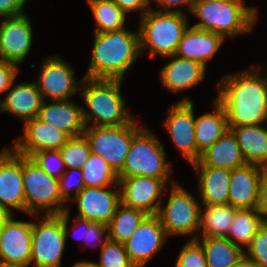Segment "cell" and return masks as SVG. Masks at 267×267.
<instances>
[{"label": "cell", "instance_id": "1", "mask_svg": "<svg viewBox=\"0 0 267 267\" xmlns=\"http://www.w3.org/2000/svg\"><path fill=\"white\" fill-rule=\"evenodd\" d=\"M260 69L259 65L251 66L218 82L216 99L225 109L229 127L266 125L267 81Z\"/></svg>", "mask_w": 267, "mask_h": 267}, {"label": "cell", "instance_id": "2", "mask_svg": "<svg viewBox=\"0 0 267 267\" xmlns=\"http://www.w3.org/2000/svg\"><path fill=\"white\" fill-rule=\"evenodd\" d=\"M140 55L139 31H129L125 27L94 33L92 57L84 77L125 80L126 72Z\"/></svg>", "mask_w": 267, "mask_h": 267}, {"label": "cell", "instance_id": "3", "mask_svg": "<svg viewBox=\"0 0 267 267\" xmlns=\"http://www.w3.org/2000/svg\"><path fill=\"white\" fill-rule=\"evenodd\" d=\"M122 82L120 79L83 77L80 91L87 107V111L82 107L85 126H120L135 118L126 110L120 89Z\"/></svg>", "mask_w": 267, "mask_h": 267}, {"label": "cell", "instance_id": "4", "mask_svg": "<svg viewBox=\"0 0 267 267\" xmlns=\"http://www.w3.org/2000/svg\"><path fill=\"white\" fill-rule=\"evenodd\" d=\"M244 2H193L191 14L199 19L193 27L221 34L224 38L249 33L258 20V8L245 6Z\"/></svg>", "mask_w": 267, "mask_h": 267}, {"label": "cell", "instance_id": "5", "mask_svg": "<svg viewBox=\"0 0 267 267\" xmlns=\"http://www.w3.org/2000/svg\"><path fill=\"white\" fill-rule=\"evenodd\" d=\"M186 13L165 12L150 8L140 18L141 55L173 56L184 32L189 27ZM148 48V49H147Z\"/></svg>", "mask_w": 267, "mask_h": 267}, {"label": "cell", "instance_id": "6", "mask_svg": "<svg viewBox=\"0 0 267 267\" xmlns=\"http://www.w3.org/2000/svg\"><path fill=\"white\" fill-rule=\"evenodd\" d=\"M22 177L25 194V213L37 216L61 215L67 210V205L60 195L59 181L48 175L33 162L30 157L22 155Z\"/></svg>", "mask_w": 267, "mask_h": 267}, {"label": "cell", "instance_id": "7", "mask_svg": "<svg viewBox=\"0 0 267 267\" xmlns=\"http://www.w3.org/2000/svg\"><path fill=\"white\" fill-rule=\"evenodd\" d=\"M149 129L143 128L133 137L123 169L118 178L145 176L170 179L171 165L166 161L164 146Z\"/></svg>", "mask_w": 267, "mask_h": 267}, {"label": "cell", "instance_id": "8", "mask_svg": "<svg viewBox=\"0 0 267 267\" xmlns=\"http://www.w3.org/2000/svg\"><path fill=\"white\" fill-rule=\"evenodd\" d=\"M142 128L134 118L129 124L120 126H85L83 135L91 153L103 158L118 174L124 167L133 137Z\"/></svg>", "mask_w": 267, "mask_h": 267}, {"label": "cell", "instance_id": "9", "mask_svg": "<svg viewBox=\"0 0 267 267\" xmlns=\"http://www.w3.org/2000/svg\"><path fill=\"white\" fill-rule=\"evenodd\" d=\"M169 188L170 196L165 207L160 205L158 217L169 236H189L195 239L194 233L199 234L200 211L202 204L194 195L189 193L174 180Z\"/></svg>", "mask_w": 267, "mask_h": 267}, {"label": "cell", "instance_id": "10", "mask_svg": "<svg viewBox=\"0 0 267 267\" xmlns=\"http://www.w3.org/2000/svg\"><path fill=\"white\" fill-rule=\"evenodd\" d=\"M39 222L32 221V267H61L66 236L61 215H45L40 221L39 216H33Z\"/></svg>", "mask_w": 267, "mask_h": 267}, {"label": "cell", "instance_id": "11", "mask_svg": "<svg viewBox=\"0 0 267 267\" xmlns=\"http://www.w3.org/2000/svg\"><path fill=\"white\" fill-rule=\"evenodd\" d=\"M194 108L193 101L183 97L170 106L163 122L170 139L190 165L197 162L201 155L195 141Z\"/></svg>", "mask_w": 267, "mask_h": 267}, {"label": "cell", "instance_id": "12", "mask_svg": "<svg viewBox=\"0 0 267 267\" xmlns=\"http://www.w3.org/2000/svg\"><path fill=\"white\" fill-rule=\"evenodd\" d=\"M41 71L36 82L43 101L70 100L71 96L80 90L82 80L76 81L74 69L60 55L43 59Z\"/></svg>", "mask_w": 267, "mask_h": 267}, {"label": "cell", "instance_id": "13", "mask_svg": "<svg viewBox=\"0 0 267 267\" xmlns=\"http://www.w3.org/2000/svg\"><path fill=\"white\" fill-rule=\"evenodd\" d=\"M170 179H157L145 176L118 178L121 204L138 209L147 215L158 214L162 204L161 196L167 193Z\"/></svg>", "mask_w": 267, "mask_h": 267}, {"label": "cell", "instance_id": "14", "mask_svg": "<svg viewBox=\"0 0 267 267\" xmlns=\"http://www.w3.org/2000/svg\"><path fill=\"white\" fill-rule=\"evenodd\" d=\"M31 245L32 222L15 220L10 214L0 230V265L30 267Z\"/></svg>", "mask_w": 267, "mask_h": 267}, {"label": "cell", "instance_id": "15", "mask_svg": "<svg viewBox=\"0 0 267 267\" xmlns=\"http://www.w3.org/2000/svg\"><path fill=\"white\" fill-rule=\"evenodd\" d=\"M168 237L158 215H147L124 243V248L135 267H144L161 250Z\"/></svg>", "mask_w": 267, "mask_h": 267}, {"label": "cell", "instance_id": "16", "mask_svg": "<svg viewBox=\"0 0 267 267\" xmlns=\"http://www.w3.org/2000/svg\"><path fill=\"white\" fill-rule=\"evenodd\" d=\"M25 14L3 19L0 25V60L20 65L28 56L33 42V26Z\"/></svg>", "mask_w": 267, "mask_h": 267}, {"label": "cell", "instance_id": "17", "mask_svg": "<svg viewBox=\"0 0 267 267\" xmlns=\"http://www.w3.org/2000/svg\"><path fill=\"white\" fill-rule=\"evenodd\" d=\"M0 206L9 214L25 212L22 155L6 147L0 152Z\"/></svg>", "mask_w": 267, "mask_h": 267}, {"label": "cell", "instance_id": "18", "mask_svg": "<svg viewBox=\"0 0 267 267\" xmlns=\"http://www.w3.org/2000/svg\"><path fill=\"white\" fill-rule=\"evenodd\" d=\"M111 187H85L70 202H76L78 215L76 217L108 225L121 204L119 185L115 190Z\"/></svg>", "mask_w": 267, "mask_h": 267}, {"label": "cell", "instance_id": "19", "mask_svg": "<svg viewBox=\"0 0 267 267\" xmlns=\"http://www.w3.org/2000/svg\"><path fill=\"white\" fill-rule=\"evenodd\" d=\"M23 136L16 139L12 149L25 157L43 150H60L70 138L62 130L40 121L37 117L24 122Z\"/></svg>", "mask_w": 267, "mask_h": 267}, {"label": "cell", "instance_id": "20", "mask_svg": "<svg viewBox=\"0 0 267 267\" xmlns=\"http://www.w3.org/2000/svg\"><path fill=\"white\" fill-rule=\"evenodd\" d=\"M265 171L253 164L231 170L228 204L237 209L257 208L259 182Z\"/></svg>", "mask_w": 267, "mask_h": 267}, {"label": "cell", "instance_id": "21", "mask_svg": "<svg viewBox=\"0 0 267 267\" xmlns=\"http://www.w3.org/2000/svg\"><path fill=\"white\" fill-rule=\"evenodd\" d=\"M224 41L221 34L189 26L174 55L199 62L207 68V61L215 56Z\"/></svg>", "mask_w": 267, "mask_h": 267}, {"label": "cell", "instance_id": "22", "mask_svg": "<svg viewBox=\"0 0 267 267\" xmlns=\"http://www.w3.org/2000/svg\"><path fill=\"white\" fill-rule=\"evenodd\" d=\"M169 57L173 60L161 68L159 76L162 86L168 91H187L205 78L207 68L203 64L175 55Z\"/></svg>", "mask_w": 267, "mask_h": 267}, {"label": "cell", "instance_id": "23", "mask_svg": "<svg viewBox=\"0 0 267 267\" xmlns=\"http://www.w3.org/2000/svg\"><path fill=\"white\" fill-rule=\"evenodd\" d=\"M51 102L49 104L43 101L37 118L62 130L69 137L83 135L85 123L82 116V106L70 100Z\"/></svg>", "mask_w": 267, "mask_h": 267}, {"label": "cell", "instance_id": "24", "mask_svg": "<svg viewBox=\"0 0 267 267\" xmlns=\"http://www.w3.org/2000/svg\"><path fill=\"white\" fill-rule=\"evenodd\" d=\"M7 90L5 98L0 99V113L8 112L24 122L35 119L43 103L36 82H21Z\"/></svg>", "mask_w": 267, "mask_h": 267}, {"label": "cell", "instance_id": "25", "mask_svg": "<svg viewBox=\"0 0 267 267\" xmlns=\"http://www.w3.org/2000/svg\"><path fill=\"white\" fill-rule=\"evenodd\" d=\"M246 164L235 134L228 129L223 136L201 152L199 160L191 166L233 170Z\"/></svg>", "mask_w": 267, "mask_h": 267}, {"label": "cell", "instance_id": "26", "mask_svg": "<svg viewBox=\"0 0 267 267\" xmlns=\"http://www.w3.org/2000/svg\"><path fill=\"white\" fill-rule=\"evenodd\" d=\"M198 175L202 205H225L229 200L231 170L214 167H193Z\"/></svg>", "mask_w": 267, "mask_h": 267}, {"label": "cell", "instance_id": "27", "mask_svg": "<svg viewBox=\"0 0 267 267\" xmlns=\"http://www.w3.org/2000/svg\"><path fill=\"white\" fill-rule=\"evenodd\" d=\"M236 136L247 164L267 168V125L229 127Z\"/></svg>", "mask_w": 267, "mask_h": 267}, {"label": "cell", "instance_id": "28", "mask_svg": "<svg viewBox=\"0 0 267 267\" xmlns=\"http://www.w3.org/2000/svg\"><path fill=\"white\" fill-rule=\"evenodd\" d=\"M213 105L214 113H205L195 119V141L200 152L211 146L229 129L224 107L216 98Z\"/></svg>", "mask_w": 267, "mask_h": 267}, {"label": "cell", "instance_id": "29", "mask_svg": "<svg viewBox=\"0 0 267 267\" xmlns=\"http://www.w3.org/2000/svg\"><path fill=\"white\" fill-rule=\"evenodd\" d=\"M194 237L204 249L208 267H232L245 255L242 246L226 237Z\"/></svg>", "mask_w": 267, "mask_h": 267}, {"label": "cell", "instance_id": "30", "mask_svg": "<svg viewBox=\"0 0 267 267\" xmlns=\"http://www.w3.org/2000/svg\"><path fill=\"white\" fill-rule=\"evenodd\" d=\"M237 210L229 204L202 205L199 223L200 236L226 237Z\"/></svg>", "mask_w": 267, "mask_h": 267}, {"label": "cell", "instance_id": "31", "mask_svg": "<svg viewBox=\"0 0 267 267\" xmlns=\"http://www.w3.org/2000/svg\"><path fill=\"white\" fill-rule=\"evenodd\" d=\"M95 19L94 33L125 28L126 13L112 0H87Z\"/></svg>", "mask_w": 267, "mask_h": 267}, {"label": "cell", "instance_id": "32", "mask_svg": "<svg viewBox=\"0 0 267 267\" xmlns=\"http://www.w3.org/2000/svg\"><path fill=\"white\" fill-rule=\"evenodd\" d=\"M263 223L262 216L257 208L238 209L226 238L233 244L242 245L246 248Z\"/></svg>", "mask_w": 267, "mask_h": 267}, {"label": "cell", "instance_id": "33", "mask_svg": "<svg viewBox=\"0 0 267 267\" xmlns=\"http://www.w3.org/2000/svg\"><path fill=\"white\" fill-rule=\"evenodd\" d=\"M147 214L120 204L108 224L109 240L124 244Z\"/></svg>", "mask_w": 267, "mask_h": 267}, {"label": "cell", "instance_id": "34", "mask_svg": "<svg viewBox=\"0 0 267 267\" xmlns=\"http://www.w3.org/2000/svg\"><path fill=\"white\" fill-rule=\"evenodd\" d=\"M85 187H112L118 184L117 174L101 157L91 153L87 163L82 167ZM114 186V187H113Z\"/></svg>", "mask_w": 267, "mask_h": 267}, {"label": "cell", "instance_id": "35", "mask_svg": "<svg viewBox=\"0 0 267 267\" xmlns=\"http://www.w3.org/2000/svg\"><path fill=\"white\" fill-rule=\"evenodd\" d=\"M59 151L65 169H82L91 155L89 142L84 135L70 137Z\"/></svg>", "mask_w": 267, "mask_h": 267}, {"label": "cell", "instance_id": "36", "mask_svg": "<svg viewBox=\"0 0 267 267\" xmlns=\"http://www.w3.org/2000/svg\"><path fill=\"white\" fill-rule=\"evenodd\" d=\"M99 267H135L124 248V244L108 240L101 248Z\"/></svg>", "mask_w": 267, "mask_h": 267}, {"label": "cell", "instance_id": "37", "mask_svg": "<svg viewBox=\"0 0 267 267\" xmlns=\"http://www.w3.org/2000/svg\"><path fill=\"white\" fill-rule=\"evenodd\" d=\"M174 267H208L202 245L189 239L179 252Z\"/></svg>", "mask_w": 267, "mask_h": 267}, {"label": "cell", "instance_id": "38", "mask_svg": "<svg viewBox=\"0 0 267 267\" xmlns=\"http://www.w3.org/2000/svg\"><path fill=\"white\" fill-rule=\"evenodd\" d=\"M30 158L48 175L57 179H59L66 170L59 150H43L35 152Z\"/></svg>", "mask_w": 267, "mask_h": 267}, {"label": "cell", "instance_id": "39", "mask_svg": "<svg viewBox=\"0 0 267 267\" xmlns=\"http://www.w3.org/2000/svg\"><path fill=\"white\" fill-rule=\"evenodd\" d=\"M245 256L259 267H267V225L258 229L251 243L245 248Z\"/></svg>", "mask_w": 267, "mask_h": 267}, {"label": "cell", "instance_id": "40", "mask_svg": "<svg viewBox=\"0 0 267 267\" xmlns=\"http://www.w3.org/2000/svg\"><path fill=\"white\" fill-rule=\"evenodd\" d=\"M75 173L76 175L78 174V177H76L78 178L77 180L74 177ZM82 175V169L71 168L66 169L63 175L58 179L60 195L66 203L70 202L77 196L79 192H81L85 188ZM71 192H74V195H72Z\"/></svg>", "mask_w": 267, "mask_h": 267}, {"label": "cell", "instance_id": "41", "mask_svg": "<svg viewBox=\"0 0 267 267\" xmlns=\"http://www.w3.org/2000/svg\"><path fill=\"white\" fill-rule=\"evenodd\" d=\"M109 240L108 225L103 223H91L88 228H85L84 241L93 246L100 248Z\"/></svg>", "mask_w": 267, "mask_h": 267}, {"label": "cell", "instance_id": "42", "mask_svg": "<svg viewBox=\"0 0 267 267\" xmlns=\"http://www.w3.org/2000/svg\"><path fill=\"white\" fill-rule=\"evenodd\" d=\"M19 70L18 65L0 60V96L14 84Z\"/></svg>", "mask_w": 267, "mask_h": 267}, {"label": "cell", "instance_id": "43", "mask_svg": "<svg viewBox=\"0 0 267 267\" xmlns=\"http://www.w3.org/2000/svg\"><path fill=\"white\" fill-rule=\"evenodd\" d=\"M114 1L126 14L133 11H141L140 18L147 12L151 7L149 6L148 0H112Z\"/></svg>", "mask_w": 267, "mask_h": 267}, {"label": "cell", "instance_id": "44", "mask_svg": "<svg viewBox=\"0 0 267 267\" xmlns=\"http://www.w3.org/2000/svg\"><path fill=\"white\" fill-rule=\"evenodd\" d=\"M257 210L263 222H267V171L262 174L259 182Z\"/></svg>", "mask_w": 267, "mask_h": 267}, {"label": "cell", "instance_id": "45", "mask_svg": "<svg viewBox=\"0 0 267 267\" xmlns=\"http://www.w3.org/2000/svg\"><path fill=\"white\" fill-rule=\"evenodd\" d=\"M70 207H67V210L63 213V227H64V231H65V236H69V237H73L71 234L68 235V221L70 218ZM74 224H73V228L75 229L76 227H79L78 229H80L79 233H76V235H78L77 237L79 239H83L84 240V235H85V228H88L89 225L92 223L91 221L88 220H84L82 218L79 217H75L74 219ZM83 229V230H82ZM82 231V233H81ZM81 233V234H80Z\"/></svg>", "mask_w": 267, "mask_h": 267}, {"label": "cell", "instance_id": "46", "mask_svg": "<svg viewBox=\"0 0 267 267\" xmlns=\"http://www.w3.org/2000/svg\"><path fill=\"white\" fill-rule=\"evenodd\" d=\"M157 3L159 6H161V9L159 11H165V12H178L183 13L181 8L178 7L181 5H187L188 11L191 12L193 1L192 0H148L149 5L151 2ZM174 7L177 9H174Z\"/></svg>", "mask_w": 267, "mask_h": 267}, {"label": "cell", "instance_id": "47", "mask_svg": "<svg viewBox=\"0 0 267 267\" xmlns=\"http://www.w3.org/2000/svg\"><path fill=\"white\" fill-rule=\"evenodd\" d=\"M24 6L18 0H0V17L8 18L24 13Z\"/></svg>", "mask_w": 267, "mask_h": 267}, {"label": "cell", "instance_id": "48", "mask_svg": "<svg viewBox=\"0 0 267 267\" xmlns=\"http://www.w3.org/2000/svg\"><path fill=\"white\" fill-rule=\"evenodd\" d=\"M232 267H259L245 255Z\"/></svg>", "mask_w": 267, "mask_h": 267}, {"label": "cell", "instance_id": "49", "mask_svg": "<svg viewBox=\"0 0 267 267\" xmlns=\"http://www.w3.org/2000/svg\"><path fill=\"white\" fill-rule=\"evenodd\" d=\"M72 267H99L94 261L79 260Z\"/></svg>", "mask_w": 267, "mask_h": 267}, {"label": "cell", "instance_id": "50", "mask_svg": "<svg viewBox=\"0 0 267 267\" xmlns=\"http://www.w3.org/2000/svg\"><path fill=\"white\" fill-rule=\"evenodd\" d=\"M10 216V214L0 206V230L2 227L3 222Z\"/></svg>", "mask_w": 267, "mask_h": 267}, {"label": "cell", "instance_id": "51", "mask_svg": "<svg viewBox=\"0 0 267 267\" xmlns=\"http://www.w3.org/2000/svg\"><path fill=\"white\" fill-rule=\"evenodd\" d=\"M193 2H219L224 0H192Z\"/></svg>", "mask_w": 267, "mask_h": 267}, {"label": "cell", "instance_id": "52", "mask_svg": "<svg viewBox=\"0 0 267 267\" xmlns=\"http://www.w3.org/2000/svg\"><path fill=\"white\" fill-rule=\"evenodd\" d=\"M23 6L26 5V3L28 2V0H18Z\"/></svg>", "mask_w": 267, "mask_h": 267}, {"label": "cell", "instance_id": "53", "mask_svg": "<svg viewBox=\"0 0 267 267\" xmlns=\"http://www.w3.org/2000/svg\"><path fill=\"white\" fill-rule=\"evenodd\" d=\"M0 267H26V266H1Z\"/></svg>", "mask_w": 267, "mask_h": 267}]
</instances>
